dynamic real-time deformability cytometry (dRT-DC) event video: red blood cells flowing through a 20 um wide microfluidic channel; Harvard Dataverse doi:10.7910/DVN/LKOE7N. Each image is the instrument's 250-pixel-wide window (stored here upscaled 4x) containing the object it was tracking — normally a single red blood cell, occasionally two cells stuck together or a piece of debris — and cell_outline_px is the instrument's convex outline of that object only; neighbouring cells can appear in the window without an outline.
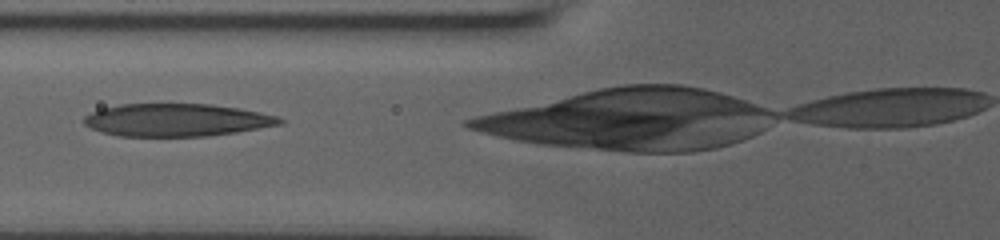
{"species": "human", "species_latin": "Homo sapiens", "temperature_condition": "room temperature", "stored_images_in_passage": 4, "camera_frame_rate_fps": 3000, "um_per_image_px": 0.085, "donor": {"sex": "male"}, "frame": {"image": 1, "passage_image": 3, "time_ms": 0.667, "image_size_px": [1000, 240], "cell_outline_px": [[284, 124], [236, 132], [208, 136], [120, 136], [100, 132], [84, 124], [84, 116], [100, 108], [120, 104], [212, 104], [260, 112], [276, 116], [284, 120]], "centroid_in_image_um": [15.0, 10.2], "position_along_channel_um": 110.8, "area_um2": 37.28}}